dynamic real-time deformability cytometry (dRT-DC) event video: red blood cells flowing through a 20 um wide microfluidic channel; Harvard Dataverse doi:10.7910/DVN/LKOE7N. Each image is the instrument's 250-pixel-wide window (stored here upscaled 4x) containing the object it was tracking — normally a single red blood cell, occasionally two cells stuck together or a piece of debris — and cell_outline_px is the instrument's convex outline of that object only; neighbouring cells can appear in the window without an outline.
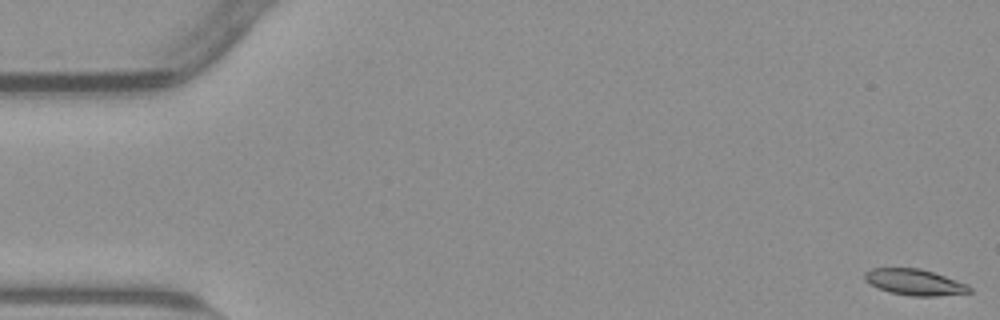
{"species": "common noctule bat (a hibernating species)", "species_latin": "Nyctalus noctula", "temperature_condition": "warm", "stored_images_in_passage": 54, "camera_frame_rate_fps": 3000, "um_per_image_px": 0.085, "animal": {"sex": "male", "body_mass_g": 23.1, "forearm_length_mm": 52.7}, "frame": {"image": 1, "passage_image": 1, "time_ms": 0.0, "image_size_px": [1000, 320], "cell_outline_px": [[972, 292], [936, 296], [912, 296], [892, 292], [876, 288], [868, 284], [864, 280], [864, 272], [872, 268], [920, 268], [968, 284], [972, 288]], "centroid_in_image_um": [77.71, 23.98], "position_along_channel_um": 7.3, "area_um2": 15.95}}
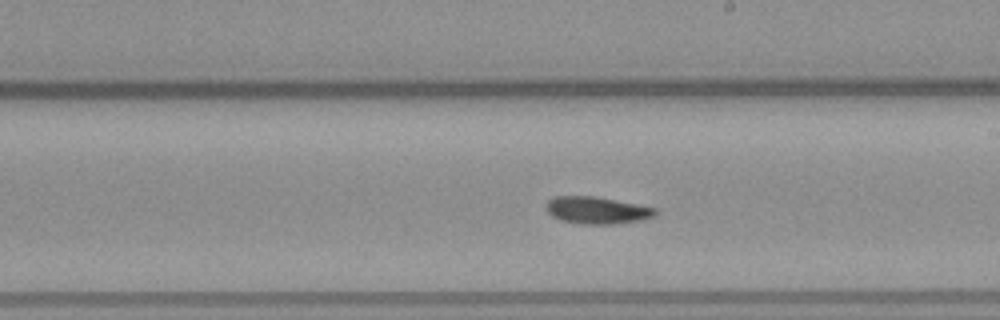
{"frame": {"image": 2, "passage_image": 31, "time_ms": 10.0, "image_size_px": [1000, 320], "cell_outline_px": [[656, 212], [652, 216], [640, 220], [612, 224], [580, 224], [560, 220], [552, 216], [544, 208], [548, 200], [552, 196], [596, 196], [656, 208]], "centroid_in_image_um": [50.66, 17.86], "position_along_channel_um": 238.3, "area_um2": 17.22}}
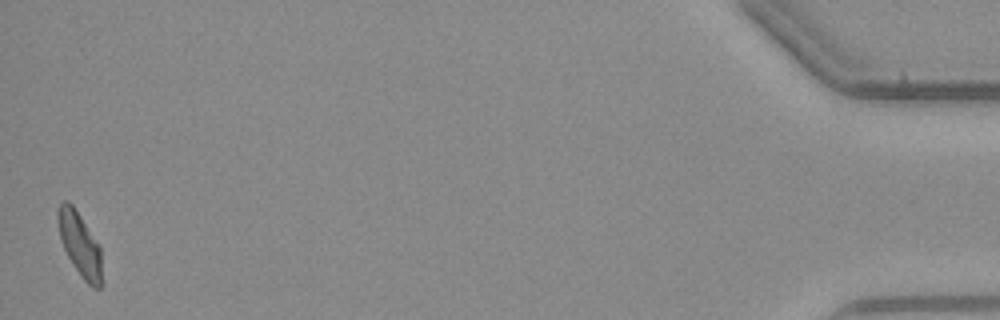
{"frame": {"image": 3, "passage_image": 54, "time_ms": 17.667, "image_size_px": [1000, 320], "cell_outline_px": [[100, 288], [92, 288], [80, 276], [72, 264], [64, 248], [60, 236], [56, 216], [56, 212], [60, 204], [64, 200], [68, 200], [72, 204], [100, 244]], "centroid_in_image_um": [6.76, 20.73], "position_along_channel_um": 428.4, "area_um2": 16.24}}